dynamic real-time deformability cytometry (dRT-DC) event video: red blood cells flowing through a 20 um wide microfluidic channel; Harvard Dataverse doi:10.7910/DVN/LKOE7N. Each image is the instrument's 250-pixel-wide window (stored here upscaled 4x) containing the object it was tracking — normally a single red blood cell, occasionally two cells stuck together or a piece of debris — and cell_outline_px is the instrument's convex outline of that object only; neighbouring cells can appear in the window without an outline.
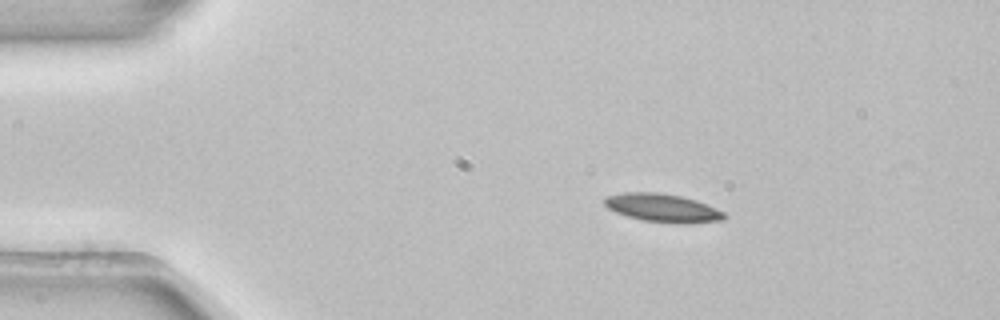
{"species": "common noctule bat (a hibernating species)", "species_latin": "Nyctalus noctula", "temperature_condition": "room temperature", "stored_images_in_passage": 4, "camera_frame_rate_fps": 3000, "um_per_image_px": 0.085, "animal": {"sex": "female", "body_mass_g": 22.7, "forearm_length_mm": 54.2}, "frame": {"image": 1, "passage_image": 2, "time_ms": 0.333, "image_size_px": [1000, 320], "cell_outline_px": [[728, 216], [724, 220], [684, 224], [672, 224], [644, 220], [628, 216], [616, 212], [608, 208], [604, 204], [604, 196], [624, 192], [656, 192], [680, 196], [696, 200], [716, 208], [724, 212]], "centroid_in_image_um": [56.34, 17.68], "position_along_channel_um": 28.7, "area_um2": 19.88}}
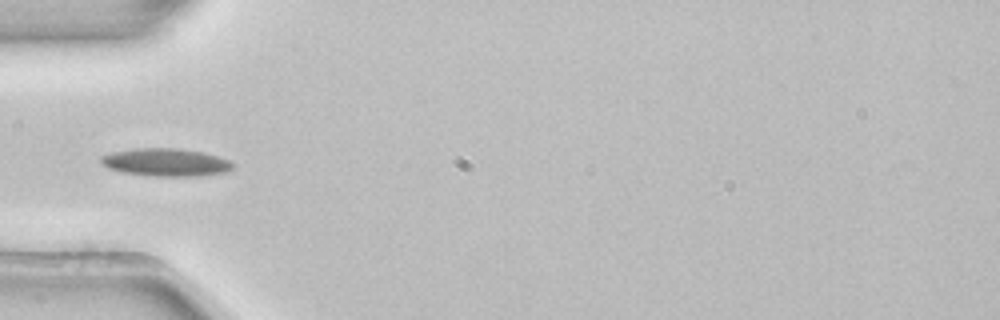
{"frame": {"image": 2, "passage_image": 4, "time_ms": 1.0, "image_size_px": [1000, 320], "cell_outline_px": [[236, 164], [228, 172], [200, 176], [156, 176], [124, 172], [108, 168], [100, 160], [100, 156], [112, 152], [136, 148], [176, 148], [204, 152], [228, 160]], "centroid_in_image_um": [14.13, 13.79], "position_along_channel_um": 70.9, "area_um2": 21.33}}